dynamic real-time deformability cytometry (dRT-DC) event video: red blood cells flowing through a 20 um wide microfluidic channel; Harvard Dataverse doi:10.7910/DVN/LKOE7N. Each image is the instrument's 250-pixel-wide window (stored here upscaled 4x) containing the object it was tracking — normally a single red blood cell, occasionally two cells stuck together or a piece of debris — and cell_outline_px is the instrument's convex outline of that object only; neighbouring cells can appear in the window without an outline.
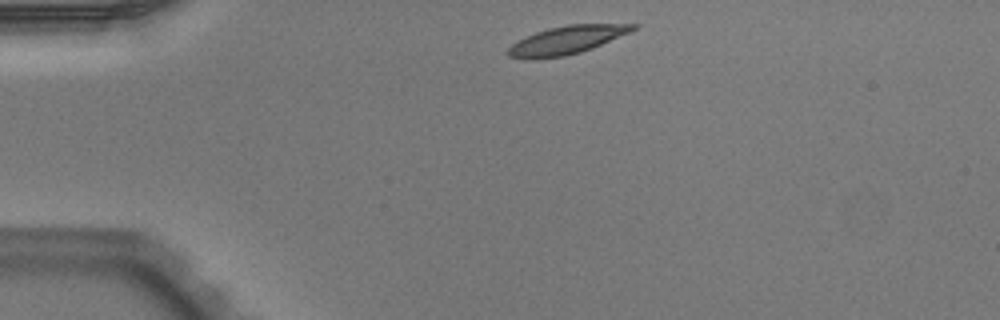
{"species": "Egyptian fruit bat (a non-hibernating species)", "species_latin": "Rousettus aegyptiacus", "temperature_condition": "warm", "stored_images_in_passage": 41, "camera_frame_rate_fps": 3000, "um_per_image_px": 0.085, "animal": {"sex": "male"}, "frame": {"image": 1, "passage_image": 1, "time_ms": 0.0, "image_size_px": [1000, 320], "cell_outline_px": [[640, 28], [592, 48], [580, 52], [564, 56], [532, 60], [528, 60], [508, 56], [504, 52], [512, 44], [536, 32], [548, 28], [568, 24], [640, 24]], "centroid_in_image_um": [48.17, 3.41], "position_along_channel_um": 36.8, "area_um2": 20.63}}
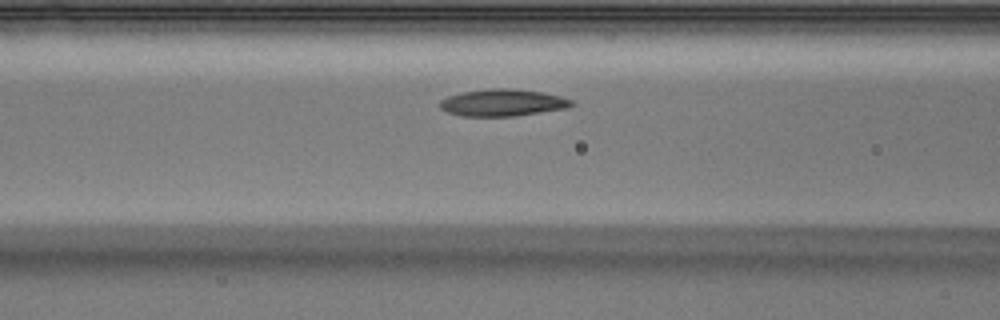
{"frame": {"image": 2, "passage_image": 11, "time_ms": 3.333, "image_size_px": [1000, 320], "cell_outline_px": [[576, 104], [568, 108], [516, 116], [460, 116], [444, 112], [440, 108], [440, 100], [448, 96], [460, 92], [492, 88], [512, 88], [540, 92], [560, 96], [572, 100]], "centroid_in_image_um": [42.7, 8.73], "position_along_channel_um": 123.9, "area_um2": 20.92}}
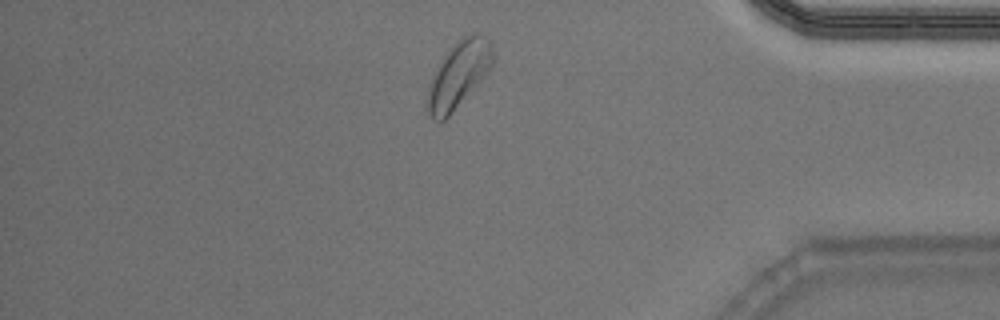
{"frame": {"image": 3, "passage_image": 34, "time_ms": 11.0, "image_size_px": [1000, 320], "cell_outline_px": [[496, 60], [452, 112], [440, 124], [432, 120], [424, 104], [428, 88], [432, 76], [436, 68], [444, 56], [464, 36], [472, 32], [476, 32], [484, 36], [492, 44]], "centroid_in_image_um": [38.95, 6.36], "position_along_channel_um": 396.3, "area_um2": 24.97}, "authors_computed_cell_mechanics": {"area_um2": 20.7502, "velocity_mm_per_s": 3.8896, "shape_relaxation_time_tau1_ms": 2.136, "shape_relaxation_time_tau2_ms": 2.9517, "deformation_change_tau1": 0.0983, "deformation_change_tau2": 0.0891}}